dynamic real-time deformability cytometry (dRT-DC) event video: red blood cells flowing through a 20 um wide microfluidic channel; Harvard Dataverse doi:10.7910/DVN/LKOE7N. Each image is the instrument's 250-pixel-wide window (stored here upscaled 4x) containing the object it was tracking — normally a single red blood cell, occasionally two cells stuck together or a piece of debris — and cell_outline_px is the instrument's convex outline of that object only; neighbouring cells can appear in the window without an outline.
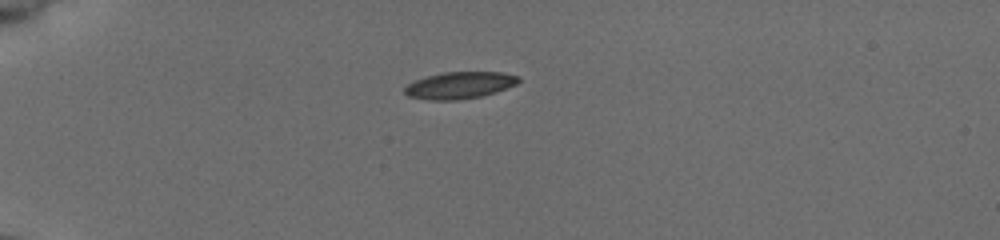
{"species": "common noctule bat (a hibernating species)", "species_latin": "Nyctalus noctula", "temperature_condition": "cold", "stored_images_in_passage": 39, "camera_frame_rate_fps": 3000, "um_per_image_px": 0.085, "animal": {"sex": "female", "body_mass_g": 19.5, "forearm_length_mm": 54.1}, "frame": {"image": 1, "passage_image": 1, "time_ms": 0.0, "image_size_px": [1000, 240], "cell_outline_px": [[520, 80], [516, 84], [496, 92], [480, 96], [460, 100], [428, 100], [408, 96], [404, 92], [404, 88], [408, 84], [416, 80], [428, 76], [444, 72], [500, 72], [516, 76]], "centroid_in_image_um": [39.04, 7.25], "position_along_channel_um": 46.0, "area_um2": 17.63}}
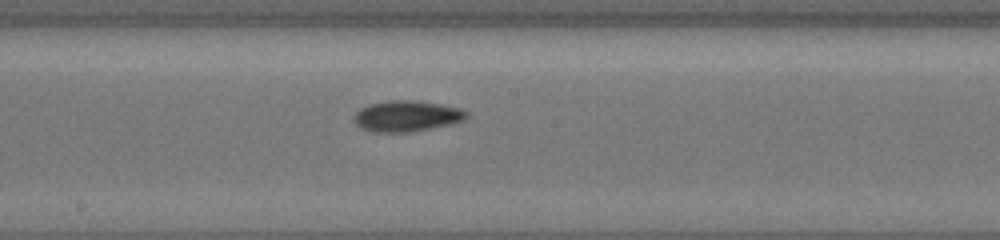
{"frame": {"image": 2, "passage_image": 17, "time_ms": 5.333, "image_size_px": [1000, 240], "cell_outline_px": [[468, 116], [452, 124], [408, 132], [376, 132], [364, 128], [356, 124], [356, 112], [360, 108], [368, 104], [388, 100], [416, 100], [440, 104], [460, 108], [468, 112]], "centroid_in_image_um": [34.59, 9.85], "position_along_channel_um": 213.6, "area_um2": 20.0}}
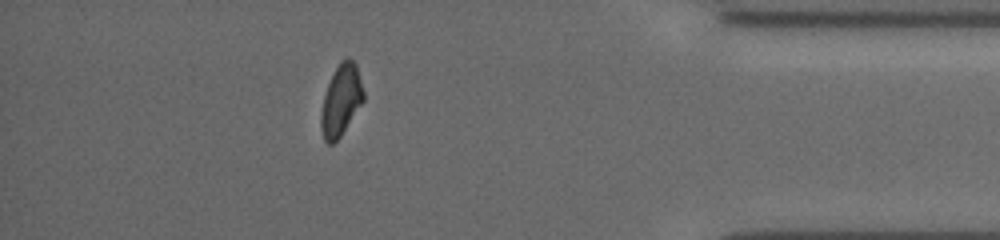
{"frame": {"image": 3, "passage_image": 34, "time_ms": 11.0, "image_size_px": [1000, 240], "cell_outline_px": [[364, 100], [340, 136], [332, 144], [328, 144], [324, 140], [320, 128], [320, 116], [324, 96], [328, 84], [340, 60], [348, 56], [356, 64], [364, 92]], "centroid_in_image_um": [28.98, 8.51], "position_along_channel_um": 406.2, "area_um2": 17.46}, "authors_computed_cell_mechanics": {"area_um2": 18.3804, "velocity_mm_per_s": 3.9281, "shape_relaxation_time_tau1_ms": 2.6339, "shape_relaxation_time_tau2_ms": 9.1649, "deformation_change_tau1": 0.1104, "deformation_change_tau2": 0.1361}}